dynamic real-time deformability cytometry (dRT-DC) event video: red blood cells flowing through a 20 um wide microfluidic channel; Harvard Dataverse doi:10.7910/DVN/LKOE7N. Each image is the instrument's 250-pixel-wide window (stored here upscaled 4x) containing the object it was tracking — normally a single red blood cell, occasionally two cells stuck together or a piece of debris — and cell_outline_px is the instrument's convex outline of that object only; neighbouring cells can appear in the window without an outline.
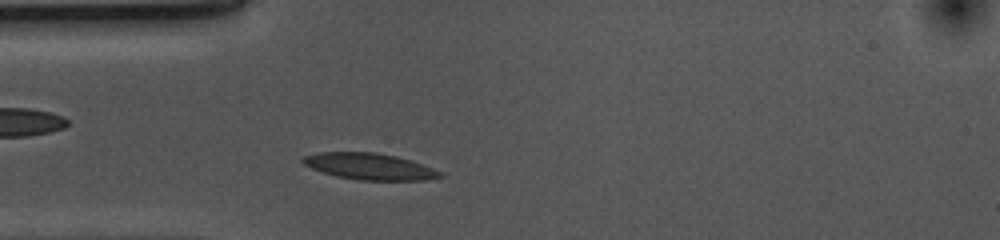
{"species": "common noctule bat (a hibernating species)", "species_latin": "Nyctalus noctula", "temperature_condition": "cold", "stored_images_in_passage": 42, "camera_frame_rate_fps": 3000, "um_per_image_px": 0.085, "animal": {"sex": "female", "body_mass_g": 10.0, "forearm_length_mm": 53.1}, "frame": {"image": 1, "passage_image": 5, "time_ms": 1.333, "image_size_px": [1000, 240], "cell_outline_px": [[444, 176], [428, 180], [360, 180], [336, 176], [312, 168], [304, 164], [300, 160], [304, 156], [320, 152], [372, 152], [396, 156], [432, 168], [440, 172]], "centroid_in_image_um": [31.39, 14.15], "position_along_channel_um": 53.6, "area_um2": 20.81}}
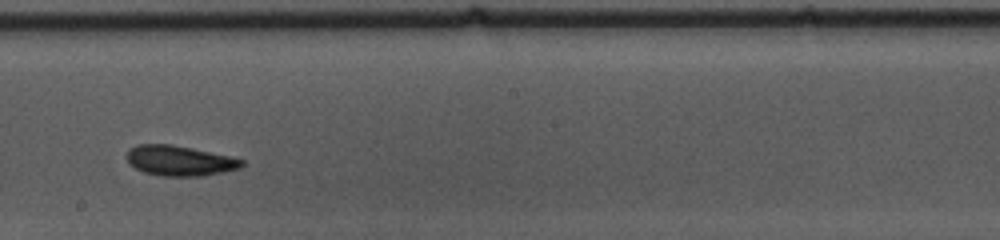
{"frame": {"image": 2, "passage_image": 20, "time_ms": 6.333, "image_size_px": [1000, 240], "cell_outline_px": [[244, 164], [240, 168], [204, 176], [160, 176], [144, 172], [128, 164], [128, 148], [136, 144], [168, 144], [192, 148], [232, 156], [244, 160]], "centroid_in_image_um": [15.27, 13.66], "position_along_channel_um": 232.9, "area_um2": 20.35}}
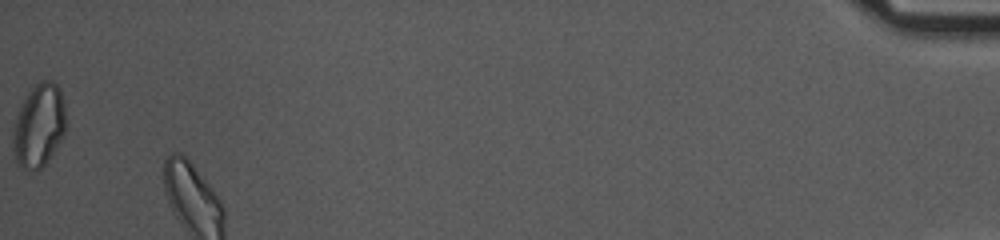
{"frame": {"image": 3, "passage_image": 42, "time_ms": 13.667, "image_size_px": [1000, 240], "cell_outline_px": [[64, 132], [52, 156], [40, 168], [20, 168], [16, 164], [12, 148], [12, 132], [20, 104], [28, 92], [40, 80], [52, 80], [60, 88], [64, 100]], "centroid_in_image_um": [3.28, 10.65], "position_along_channel_um": 431.9, "area_um2": 25.66}, "authors_computed_cell_mechanics": {"area_um2": 20.1722, "velocity_mm_per_s": 3.6513, "shape_relaxation_time_tau1_ms": 5.9918, "shape_relaxation_time_tau2_ms": 9.5129, "deformation_change_tau1": 0.1401, "deformation_change_tau2": 0.1421}}